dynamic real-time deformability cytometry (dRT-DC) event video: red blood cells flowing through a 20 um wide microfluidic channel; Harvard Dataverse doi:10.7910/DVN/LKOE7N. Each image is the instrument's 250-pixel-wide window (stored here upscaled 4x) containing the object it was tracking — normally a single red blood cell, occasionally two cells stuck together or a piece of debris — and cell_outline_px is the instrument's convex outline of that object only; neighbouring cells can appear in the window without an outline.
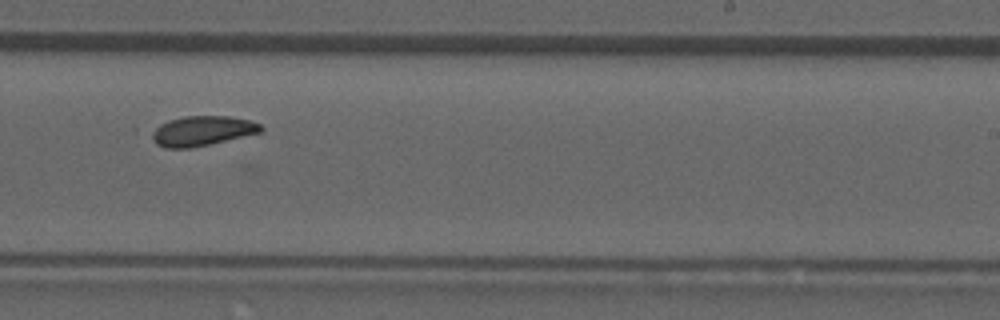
{"species": "common noctule bat (a hibernating species)", "species_latin": "Nyctalus noctula", "temperature_condition": "room temperature", "stored_images_in_passage": 14, "camera_frame_rate_fps": 3000, "um_per_image_px": 0.085, "animal": {"sex": "male", "forearm_length_mm": 52.5}, "frame": {"image": 1, "passage_image": 12, "time_ms": 3.667, "image_size_px": [1000, 320], "cell_outline_px": [[264, 128], [260, 132], [208, 144], [188, 148], [164, 148], [156, 144], [152, 136], [152, 128], [168, 120], [184, 116], [228, 116], [252, 120], [260, 124]], "centroid_in_image_um": [17.15, 11.11], "position_along_channel_um": 271.8, "area_um2": 18.84}}